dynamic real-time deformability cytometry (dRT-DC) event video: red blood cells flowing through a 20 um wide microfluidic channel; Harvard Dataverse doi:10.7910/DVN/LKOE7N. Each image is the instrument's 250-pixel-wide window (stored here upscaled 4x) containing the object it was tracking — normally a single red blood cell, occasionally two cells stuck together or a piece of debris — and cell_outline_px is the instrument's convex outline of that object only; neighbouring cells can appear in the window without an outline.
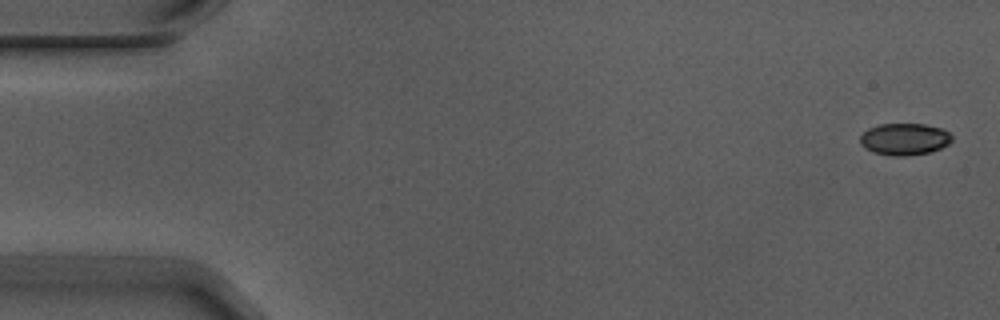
{"species": "Egyptian fruit bat (a non-hibernating species)", "species_latin": "Rousettus aegyptiacus", "temperature_condition": "warm", "stored_images_in_passage": 5, "camera_frame_rate_fps": 3000, "um_per_image_px": 0.085, "animal": {"sex": "male"}, "frame": {"image": 1, "passage_image": 1, "time_ms": 0.0, "image_size_px": [1000, 320], "cell_outline_px": [[952, 140], [948, 144], [932, 152], [904, 156], [892, 156], [872, 152], [864, 148], [860, 144], [860, 136], [868, 128], [880, 124], [924, 124], [940, 128], [948, 132], [952, 136]], "centroid_in_image_um": [76.86, 11.83], "position_along_channel_um": 8.1, "area_um2": 17.11}}
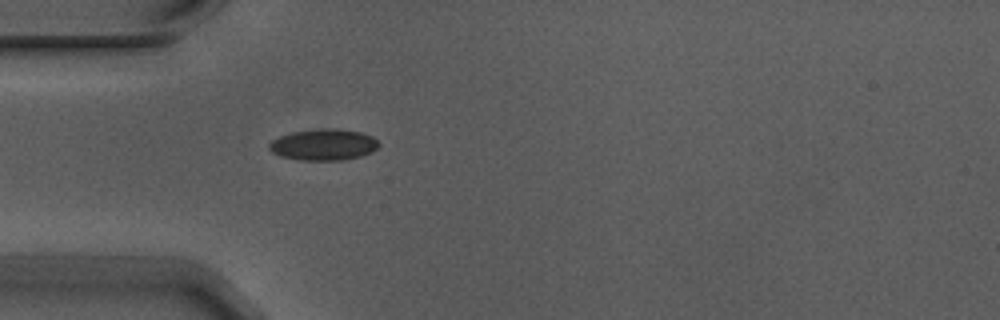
{"frame": {"image": 2, "passage_image": 5, "time_ms": 1.333, "image_size_px": [1000, 320], "cell_outline_px": [[380, 144], [376, 148], [360, 156], [344, 160], [300, 160], [280, 156], [272, 152], [268, 148], [268, 144], [272, 140], [280, 136], [292, 132], [320, 128], [336, 128], [360, 132], [372, 136]], "centroid_in_image_um": [27.47, 12.29], "position_along_channel_um": 57.5, "area_um2": 19.94}}